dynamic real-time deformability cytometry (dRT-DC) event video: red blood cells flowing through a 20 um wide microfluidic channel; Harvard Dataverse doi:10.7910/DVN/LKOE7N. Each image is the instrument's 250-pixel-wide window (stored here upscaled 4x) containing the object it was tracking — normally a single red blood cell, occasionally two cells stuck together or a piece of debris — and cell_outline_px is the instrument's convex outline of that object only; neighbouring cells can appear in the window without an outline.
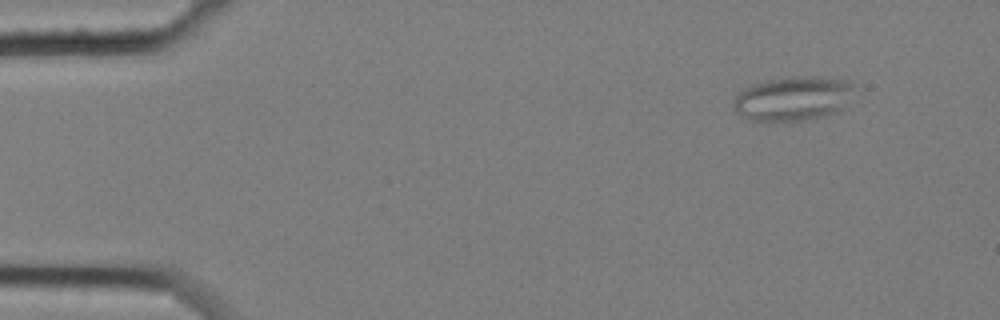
{"species": "common noctule bat (a hibernating species)", "species_latin": "Nyctalus noctula", "temperature_condition": "cold", "stored_images_in_passage": 11, "camera_frame_rate_fps": 3000, "um_per_image_px": 0.085, "animal": {"sex": "female", "body_mass_g": 25.1}, "frame": {"image": 1, "passage_image": 2, "time_ms": 0.333, "image_size_px": [1000, 320], "cell_outline_px": [[852, 88], [840, 108], [836, 112], [824, 116], [800, 120], [748, 120], [736, 112], [736, 96], [744, 88], [752, 84], [768, 80], [812, 76], [848, 80], [852, 84]], "centroid_in_image_um": [67.36, 8.37], "position_along_channel_um": 17.6, "area_um2": 29.94}}
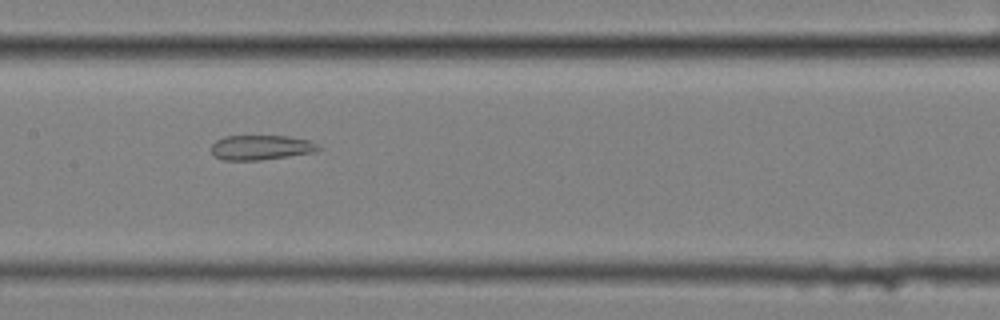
{"frame": {"image": 2, "passage_image": 8, "time_ms": 2.333, "image_size_px": [1000, 320], "cell_outline_px": [[324, 148], [316, 152], [260, 160], [224, 160], [216, 156], [212, 152], [212, 144], [216, 140], [224, 136], [288, 136], [312, 140]], "centroid_in_image_um": [22.26, 12.53], "position_along_channel_um": 185.1, "area_um2": 15.61}}
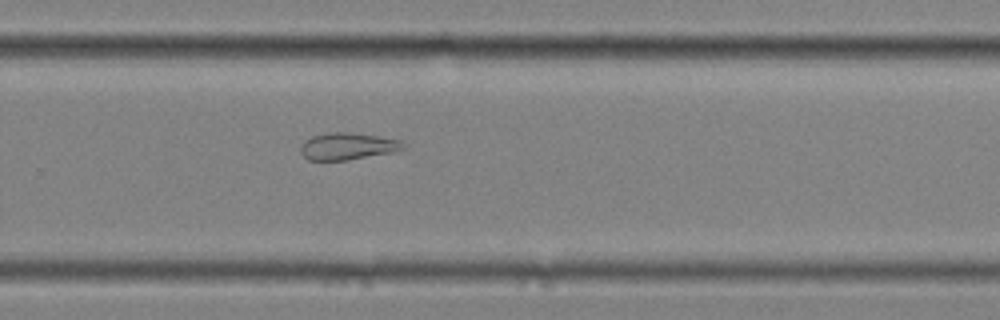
{"frame": {"image": 3, "passage_image": 11, "time_ms": 3.333, "image_size_px": [1000, 320], "cell_outline_px": [[408, 148], [396, 152], [348, 160], [308, 160], [300, 152], [300, 148], [304, 140], [312, 136], [328, 132], [352, 132], [400, 140]], "centroid_in_image_um": [29.57, 12.43], "position_along_channel_um": 300.2, "area_um2": 16.36}}